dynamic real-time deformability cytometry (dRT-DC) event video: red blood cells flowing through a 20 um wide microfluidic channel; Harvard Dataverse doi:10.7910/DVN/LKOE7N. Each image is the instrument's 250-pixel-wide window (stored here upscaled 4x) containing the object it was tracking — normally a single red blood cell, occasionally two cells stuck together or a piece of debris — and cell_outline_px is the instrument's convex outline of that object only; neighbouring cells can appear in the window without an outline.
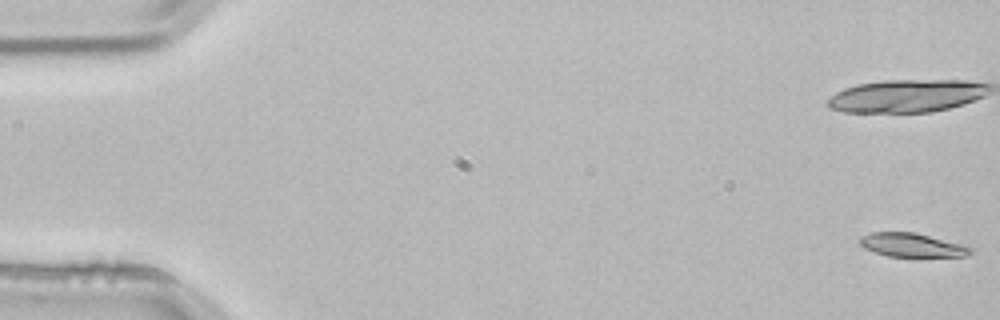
{"species": "common noctule bat (a hibernating species)", "species_latin": "Nyctalus noctula", "temperature_condition": "room temperature", "stored_images_in_passage": 19, "camera_frame_rate_fps": 3000, "um_per_image_px": 0.085, "animal": {"sex": "male", "body_mass_g": 21.5, "forearm_length_mm": 52.0}, "frame": {"image": 1, "passage_image": 1, "time_ms": 0.0, "image_size_px": [1000, 320], "cell_outline_px": [[976, 252], [968, 256], [888, 256], [864, 248], [860, 244], [860, 236], [872, 232], [916, 232], [960, 244], [972, 248]], "centroid_in_image_um": [77.53, 20.82], "position_along_channel_um": 7.5, "area_um2": 15.2}}